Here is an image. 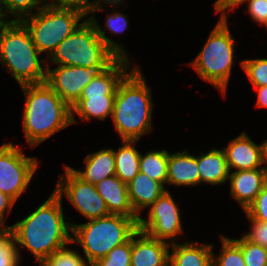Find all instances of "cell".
Listing matches in <instances>:
<instances>
[{
	"label": "cell",
	"mask_w": 267,
	"mask_h": 266,
	"mask_svg": "<svg viewBox=\"0 0 267 266\" xmlns=\"http://www.w3.org/2000/svg\"><path fill=\"white\" fill-rule=\"evenodd\" d=\"M62 198L54 191L49 198L26 218L8 226L21 245L41 263L55 251L72 243V226L65 222Z\"/></svg>",
	"instance_id": "cell-1"
},
{
	"label": "cell",
	"mask_w": 267,
	"mask_h": 266,
	"mask_svg": "<svg viewBox=\"0 0 267 266\" xmlns=\"http://www.w3.org/2000/svg\"><path fill=\"white\" fill-rule=\"evenodd\" d=\"M25 95L23 131L35 147L72 124L71 107L46 83L21 86Z\"/></svg>",
	"instance_id": "cell-2"
},
{
	"label": "cell",
	"mask_w": 267,
	"mask_h": 266,
	"mask_svg": "<svg viewBox=\"0 0 267 266\" xmlns=\"http://www.w3.org/2000/svg\"><path fill=\"white\" fill-rule=\"evenodd\" d=\"M151 89L135 65L117 86L112 119L122 140H139L152 129Z\"/></svg>",
	"instance_id": "cell-3"
},
{
	"label": "cell",
	"mask_w": 267,
	"mask_h": 266,
	"mask_svg": "<svg viewBox=\"0 0 267 266\" xmlns=\"http://www.w3.org/2000/svg\"><path fill=\"white\" fill-rule=\"evenodd\" d=\"M29 30L21 21L0 20V62L20 86L46 82V68Z\"/></svg>",
	"instance_id": "cell-4"
},
{
	"label": "cell",
	"mask_w": 267,
	"mask_h": 266,
	"mask_svg": "<svg viewBox=\"0 0 267 266\" xmlns=\"http://www.w3.org/2000/svg\"><path fill=\"white\" fill-rule=\"evenodd\" d=\"M139 218L110 214L87 223L72 224V243L81 245L89 265L105 257L113 248L128 242L138 231Z\"/></svg>",
	"instance_id": "cell-5"
},
{
	"label": "cell",
	"mask_w": 267,
	"mask_h": 266,
	"mask_svg": "<svg viewBox=\"0 0 267 266\" xmlns=\"http://www.w3.org/2000/svg\"><path fill=\"white\" fill-rule=\"evenodd\" d=\"M49 57L56 65L92 69H106L118 58L98 36L88 18L60 42Z\"/></svg>",
	"instance_id": "cell-6"
},
{
	"label": "cell",
	"mask_w": 267,
	"mask_h": 266,
	"mask_svg": "<svg viewBox=\"0 0 267 266\" xmlns=\"http://www.w3.org/2000/svg\"><path fill=\"white\" fill-rule=\"evenodd\" d=\"M219 19L202 50L189 64L201 79L214 85L225 96L234 65L236 42L230 33L227 18Z\"/></svg>",
	"instance_id": "cell-7"
},
{
	"label": "cell",
	"mask_w": 267,
	"mask_h": 266,
	"mask_svg": "<svg viewBox=\"0 0 267 266\" xmlns=\"http://www.w3.org/2000/svg\"><path fill=\"white\" fill-rule=\"evenodd\" d=\"M129 59L117 58L108 68L98 72L93 80L84 87L79 100L71 107L72 124L77 114L83 121L96 118L104 121L112 116L117 86L131 70Z\"/></svg>",
	"instance_id": "cell-8"
},
{
	"label": "cell",
	"mask_w": 267,
	"mask_h": 266,
	"mask_svg": "<svg viewBox=\"0 0 267 266\" xmlns=\"http://www.w3.org/2000/svg\"><path fill=\"white\" fill-rule=\"evenodd\" d=\"M86 15L77 9L61 8L46 2V5L27 16L21 22L29 30L33 43L40 52L51 56L56 47L72 34Z\"/></svg>",
	"instance_id": "cell-9"
},
{
	"label": "cell",
	"mask_w": 267,
	"mask_h": 266,
	"mask_svg": "<svg viewBox=\"0 0 267 266\" xmlns=\"http://www.w3.org/2000/svg\"><path fill=\"white\" fill-rule=\"evenodd\" d=\"M38 168L36 157H27L12 143L0 146V191L15 202L26 192L33 174Z\"/></svg>",
	"instance_id": "cell-10"
},
{
	"label": "cell",
	"mask_w": 267,
	"mask_h": 266,
	"mask_svg": "<svg viewBox=\"0 0 267 266\" xmlns=\"http://www.w3.org/2000/svg\"><path fill=\"white\" fill-rule=\"evenodd\" d=\"M64 169L65 175L59 176L54 192L61 198L65 194L72 205L88 220L110 215L96 186L79 178L70 166H65Z\"/></svg>",
	"instance_id": "cell-11"
},
{
	"label": "cell",
	"mask_w": 267,
	"mask_h": 266,
	"mask_svg": "<svg viewBox=\"0 0 267 266\" xmlns=\"http://www.w3.org/2000/svg\"><path fill=\"white\" fill-rule=\"evenodd\" d=\"M150 207L148 220L139 217L138 230L151 238L175 243L183 227L179 207L170 192L166 190Z\"/></svg>",
	"instance_id": "cell-12"
},
{
	"label": "cell",
	"mask_w": 267,
	"mask_h": 266,
	"mask_svg": "<svg viewBox=\"0 0 267 266\" xmlns=\"http://www.w3.org/2000/svg\"><path fill=\"white\" fill-rule=\"evenodd\" d=\"M46 83L72 107L80 98L83 89L105 69H92L77 66L57 65L50 69L46 64Z\"/></svg>",
	"instance_id": "cell-13"
},
{
	"label": "cell",
	"mask_w": 267,
	"mask_h": 266,
	"mask_svg": "<svg viewBox=\"0 0 267 266\" xmlns=\"http://www.w3.org/2000/svg\"><path fill=\"white\" fill-rule=\"evenodd\" d=\"M264 146L255 144L246 132L230 140L223 148L229 171L264 168Z\"/></svg>",
	"instance_id": "cell-14"
},
{
	"label": "cell",
	"mask_w": 267,
	"mask_h": 266,
	"mask_svg": "<svg viewBox=\"0 0 267 266\" xmlns=\"http://www.w3.org/2000/svg\"><path fill=\"white\" fill-rule=\"evenodd\" d=\"M170 245L138 230L131 237V266H169Z\"/></svg>",
	"instance_id": "cell-15"
},
{
	"label": "cell",
	"mask_w": 267,
	"mask_h": 266,
	"mask_svg": "<svg viewBox=\"0 0 267 266\" xmlns=\"http://www.w3.org/2000/svg\"><path fill=\"white\" fill-rule=\"evenodd\" d=\"M230 194L244 211L255 201L267 182L264 168L229 172Z\"/></svg>",
	"instance_id": "cell-16"
},
{
	"label": "cell",
	"mask_w": 267,
	"mask_h": 266,
	"mask_svg": "<svg viewBox=\"0 0 267 266\" xmlns=\"http://www.w3.org/2000/svg\"><path fill=\"white\" fill-rule=\"evenodd\" d=\"M97 192L104 199L110 214L139 218L129 201L127 184L116 175L101 180L96 185Z\"/></svg>",
	"instance_id": "cell-17"
},
{
	"label": "cell",
	"mask_w": 267,
	"mask_h": 266,
	"mask_svg": "<svg viewBox=\"0 0 267 266\" xmlns=\"http://www.w3.org/2000/svg\"><path fill=\"white\" fill-rule=\"evenodd\" d=\"M166 184L175 186L200 184L197 156L191 155L186 150L169 154Z\"/></svg>",
	"instance_id": "cell-18"
},
{
	"label": "cell",
	"mask_w": 267,
	"mask_h": 266,
	"mask_svg": "<svg viewBox=\"0 0 267 266\" xmlns=\"http://www.w3.org/2000/svg\"><path fill=\"white\" fill-rule=\"evenodd\" d=\"M129 201L139 216L143 208L150 207L165 191V187L148 175L139 172L127 183Z\"/></svg>",
	"instance_id": "cell-19"
},
{
	"label": "cell",
	"mask_w": 267,
	"mask_h": 266,
	"mask_svg": "<svg viewBox=\"0 0 267 266\" xmlns=\"http://www.w3.org/2000/svg\"><path fill=\"white\" fill-rule=\"evenodd\" d=\"M83 161L85 163L84 171L70 168L87 183L96 185L101 180L116 175L113 149L102 148L100 151L89 153Z\"/></svg>",
	"instance_id": "cell-20"
},
{
	"label": "cell",
	"mask_w": 267,
	"mask_h": 266,
	"mask_svg": "<svg viewBox=\"0 0 267 266\" xmlns=\"http://www.w3.org/2000/svg\"><path fill=\"white\" fill-rule=\"evenodd\" d=\"M169 266H212L213 244L199 242L172 243Z\"/></svg>",
	"instance_id": "cell-21"
},
{
	"label": "cell",
	"mask_w": 267,
	"mask_h": 266,
	"mask_svg": "<svg viewBox=\"0 0 267 266\" xmlns=\"http://www.w3.org/2000/svg\"><path fill=\"white\" fill-rule=\"evenodd\" d=\"M197 156L200 183L219 185L229 180V168L224 150L216 148Z\"/></svg>",
	"instance_id": "cell-22"
},
{
	"label": "cell",
	"mask_w": 267,
	"mask_h": 266,
	"mask_svg": "<svg viewBox=\"0 0 267 266\" xmlns=\"http://www.w3.org/2000/svg\"><path fill=\"white\" fill-rule=\"evenodd\" d=\"M121 141L122 146L114 150L116 176L127 184L140 172V152L135 149L137 140Z\"/></svg>",
	"instance_id": "cell-23"
},
{
	"label": "cell",
	"mask_w": 267,
	"mask_h": 266,
	"mask_svg": "<svg viewBox=\"0 0 267 266\" xmlns=\"http://www.w3.org/2000/svg\"><path fill=\"white\" fill-rule=\"evenodd\" d=\"M112 10L110 15L106 18L105 21V29L101 30V27L99 23L96 22V19H94L95 15H91L88 17V19L92 22V24L95 27V30L98 34V36L101 38V40L106 44V46L118 57V58H127L129 59L127 55V51L120 46L119 43H116V41H113L109 37L105 36L106 32L105 30H109L113 35H117L120 33H123L127 28H129V21L126 18V15L124 13H118L113 12Z\"/></svg>",
	"instance_id": "cell-24"
},
{
	"label": "cell",
	"mask_w": 267,
	"mask_h": 266,
	"mask_svg": "<svg viewBox=\"0 0 267 266\" xmlns=\"http://www.w3.org/2000/svg\"><path fill=\"white\" fill-rule=\"evenodd\" d=\"M169 152L162 149L160 151H149L145 155L140 153V172L148 175L151 179L160 182L163 186L167 180V162Z\"/></svg>",
	"instance_id": "cell-25"
},
{
	"label": "cell",
	"mask_w": 267,
	"mask_h": 266,
	"mask_svg": "<svg viewBox=\"0 0 267 266\" xmlns=\"http://www.w3.org/2000/svg\"><path fill=\"white\" fill-rule=\"evenodd\" d=\"M45 2L46 0H0V20L6 21V17L9 18V15H12L15 19H7V21H21L33 15V9L39 10L44 7Z\"/></svg>",
	"instance_id": "cell-26"
},
{
	"label": "cell",
	"mask_w": 267,
	"mask_h": 266,
	"mask_svg": "<svg viewBox=\"0 0 267 266\" xmlns=\"http://www.w3.org/2000/svg\"><path fill=\"white\" fill-rule=\"evenodd\" d=\"M19 248L13 231L9 227L0 228V266H18L21 258Z\"/></svg>",
	"instance_id": "cell-27"
},
{
	"label": "cell",
	"mask_w": 267,
	"mask_h": 266,
	"mask_svg": "<svg viewBox=\"0 0 267 266\" xmlns=\"http://www.w3.org/2000/svg\"><path fill=\"white\" fill-rule=\"evenodd\" d=\"M222 252L218 257L212 253V266H246L241 248L231 239L220 235Z\"/></svg>",
	"instance_id": "cell-28"
},
{
	"label": "cell",
	"mask_w": 267,
	"mask_h": 266,
	"mask_svg": "<svg viewBox=\"0 0 267 266\" xmlns=\"http://www.w3.org/2000/svg\"><path fill=\"white\" fill-rule=\"evenodd\" d=\"M240 248L246 266H267V248L246 240L232 239Z\"/></svg>",
	"instance_id": "cell-29"
},
{
	"label": "cell",
	"mask_w": 267,
	"mask_h": 266,
	"mask_svg": "<svg viewBox=\"0 0 267 266\" xmlns=\"http://www.w3.org/2000/svg\"><path fill=\"white\" fill-rule=\"evenodd\" d=\"M240 65L254 87L267 85V58L242 60Z\"/></svg>",
	"instance_id": "cell-30"
},
{
	"label": "cell",
	"mask_w": 267,
	"mask_h": 266,
	"mask_svg": "<svg viewBox=\"0 0 267 266\" xmlns=\"http://www.w3.org/2000/svg\"><path fill=\"white\" fill-rule=\"evenodd\" d=\"M65 246L57 251H55L48 258H45L41 264L43 266H87L88 264L81 257L79 253L73 249H68Z\"/></svg>",
	"instance_id": "cell-31"
},
{
	"label": "cell",
	"mask_w": 267,
	"mask_h": 266,
	"mask_svg": "<svg viewBox=\"0 0 267 266\" xmlns=\"http://www.w3.org/2000/svg\"><path fill=\"white\" fill-rule=\"evenodd\" d=\"M91 266H131V239L113 248L105 257L98 259Z\"/></svg>",
	"instance_id": "cell-32"
},
{
	"label": "cell",
	"mask_w": 267,
	"mask_h": 266,
	"mask_svg": "<svg viewBox=\"0 0 267 266\" xmlns=\"http://www.w3.org/2000/svg\"><path fill=\"white\" fill-rule=\"evenodd\" d=\"M245 213L253 219L267 222V182Z\"/></svg>",
	"instance_id": "cell-33"
},
{
	"label": "cell",
	"mask_w": 267,
	"mask_h": 266,
	"mask_svg": "<svg viewBox=\"0 0 267 266\" xmlns=\"http://www.w3.org/2000/svg\"><path fill=\"white\" fill-rule=\"evenodd\" d=\"M246 217L251 222V229L243 237L252 243L267 248V222L253 219L247 213Z\"/></svg>",
	"instance_id": "cell-34"
},
{
	"label": "cell",
	"mask_w": 267,
	"mask_h": 266,
	"mask_svg": "<svg viewBox=\"0 0 267 266\" xmlns=\"http://www.w3.org/2000/svg\"><path fill=\"white\" fill-rule=\"evenodd\" d=\"M247 3L252 20L264 26L267 23V0H248Z\"/></svg>",
	"instance_id": "cell-35"
},
{
	"label": "cell",
	"mask_w": 267,
	"mask_h": 266,
	"mask_svg": "<svg viewBox=\"0 0 267 266\" xmlns=\"http://www.w3.org/2000/svg\"><path fill=\"white\" fill-rule=\"evenodd\" d=\"M49 3L56 7L77 9L86 16L91 13V2L89 0H52Z\"/></svg>",
	"instance_id": "cell-36"
},
{
	"label": "cell",
	"mask_w": 267,
	"mask_h": 266,
	"mask_svg": "<svg viewBox=\"0 0 267 266\" xmlns=\"http://www.w3.org/2000/svg\"><path fill=\"white\" fill-rule=\"evenodd\" d=\"M14 204L15 201L10 196L0 191V225L2 227H7L5 226V211L10 212Z\"/></svg>",
	"instance_id": "cell-37"
},
{
	"label": "cell",
	"mask_w": 267,
	"mask_h": 266,
	"mask_svg": "<svg viewBox=\"0 0 267 266\" xmlns=\"http://www.w3.org/2000/svg\"><path fill=\"white\" fill-rule=\"evenodd\" d=\"M248 0H221L216 6H215V12L222 13L220 18H228L227 13L225 10L230 11L229 9H236L237 6L242 5L243 3H246Z\"/></svg>",
	"instance_id": "cell-38"
},
{
	"label": "cell",
	"mask_w": 267,
	"mask_h": 266,
	"mask_svg": "<svg viewBox=\"0 0 267 266\" xmlns=\"http://www.w3.org/2000/svg\"><path fill=\"white\" fill-rule=\"evenodd\" d=\"M108 4V5H114L116 7L117 4H122L125 0H95L91 2V15L95 14L96 11H105V9L101 6H103L101 3Z\"/></svg>",
	"instance_id": "cell-39"
},
{
	"label": "cell",
	"mask_w": 267,
	"mask_h": 266,
	"mask_svg": "<svg viewBox=\"0 0 267 266\" xmlns=\"http://www.w3.org/2000/svg\"><path fill=\"white\" fill-rule=\"evenodd\" d=\"M257 88V102L256 106L267 108V85L266 86H260Z\"/></svg>",
	"instance_id": "cell-40"
},
{
	"label": "cell",
	"mask_w": 267,
	"mask_h": 266,
	"mask_svg": "<svg viewBox=\"0 0 267 266\" xmlns=\"http://www.w3.org/2000/svg\"><path fill=\"white\" fill-rule=\"evenodd\" d=\"M264 145V164L266 165L264 169L267 172V140L264 141Z\"/></svg>",
	"instance_id": "cell-41"
},
{
	"label": "cell",
	"mask_w": 267,
	"mask_h": 266,
	"mask_svg": "<svg viewBox=\"0 0 267 266\" xmlns=\"http://www.w3.org/2000/svg\"><path fill=\"white\" fill-rule=\"evenodd\" d=\"M221 0H216L215 2H214V7L220 2Z\"/></svg>",
	"instance_id": "cell-42"
}]
</instances>
